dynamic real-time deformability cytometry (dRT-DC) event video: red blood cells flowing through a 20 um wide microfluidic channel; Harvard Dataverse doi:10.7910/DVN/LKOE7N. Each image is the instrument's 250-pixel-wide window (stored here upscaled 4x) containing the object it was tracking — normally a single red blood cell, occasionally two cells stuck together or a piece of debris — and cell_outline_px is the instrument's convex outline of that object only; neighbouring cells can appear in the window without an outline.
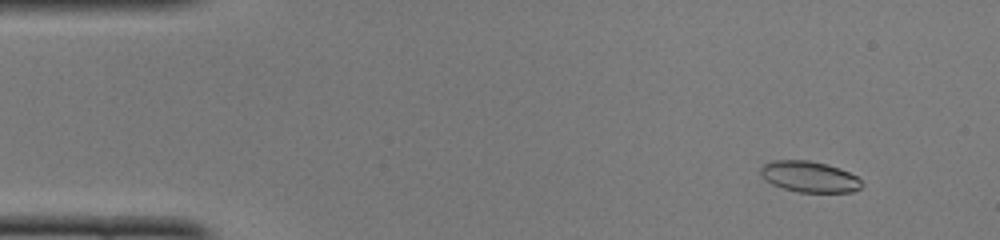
{"species": "common noctule bat (a hibernating species)", "species_latin": "Nyctalus noctula", "temperature_condition": "cold", "stored_images_in_passage": 49, "camera_frame_rate_fps": 3000, "um_per_image_px": 0.085, "animal": {"sex": "female", "body_mass_g": 22.0, "forearm_length_mm": 56.7}, "frame": {"image": 1, "passage_image": 5, "time_ms": 1.333, "image_size_px": [1000, 240], "cell_outline_px": [[864, 184], [860, 188], [852, 192], [800, 192], [784, 188], [772, 184], [764, 180], [760, 176], [760, 168], [764, 164], [772, 160], [808, 160], [828, 164], [840, 168], [856, 176]], "centroid_in_image_um": [68.78, 15.01], "position_along_channel_um": 16.2, "area_um2": 18.38}}
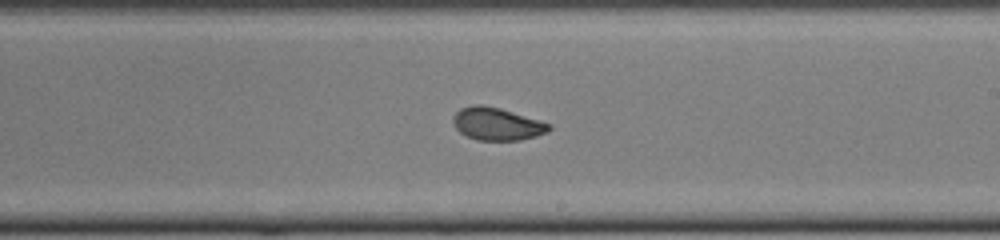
{"frame": {"image": 2, "passage_image": 29, "time_ms": 9.333, "image_size_px": [1000, 240], "cell_outline_px": [[552, 128], [548, 132], [536, 136], [520, 140], [476, 140], [460, 132], [456, 128], [452, 120], [452, 116], [460, 108], [472, 104], [484, 104], [500, 108], [540, 120], [552, 124]], "centroid_in_image_um": [42.24, 10.52], "position_along_channel_um": 246.8, "area_um2": 18.44}}
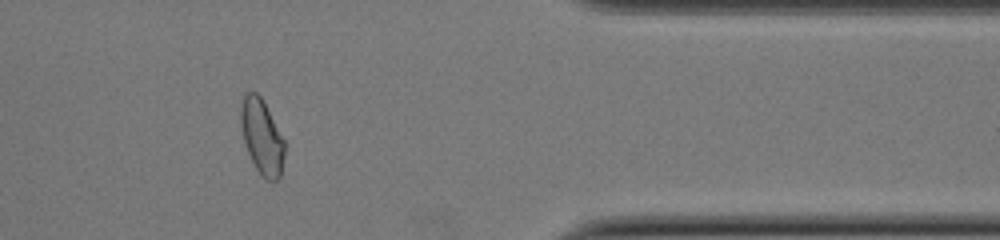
{"frame": {"image": 3, "passage_image": 41, "time_ms": 13.333, "image_size_px": [1000, 240], "cell_outline_px": [[284, 156], [280, 176], [276, 180], [268, 180], [256, 168], [248, 152], [244, 140], [240, 124], [240, 104], [244, 92], [256, 92], [260, 96], [284, 140]], "centroid_in_image_um": [22.23, 11.58], "position_along_channel_um": 389.2, "area_um2": 18.73}, "authors_computed_cell_mechanics": {"area_um2": 18.6694, "velocity_mm_per_s": 4.0884, "shape_relaxation_time_tau1_ms": 5.5754, "shape_relaxation_time_tau2_ms": 1.3367, "deformation_change_tau1": 0.1523, "deformation_change_tau2": 0.069}}